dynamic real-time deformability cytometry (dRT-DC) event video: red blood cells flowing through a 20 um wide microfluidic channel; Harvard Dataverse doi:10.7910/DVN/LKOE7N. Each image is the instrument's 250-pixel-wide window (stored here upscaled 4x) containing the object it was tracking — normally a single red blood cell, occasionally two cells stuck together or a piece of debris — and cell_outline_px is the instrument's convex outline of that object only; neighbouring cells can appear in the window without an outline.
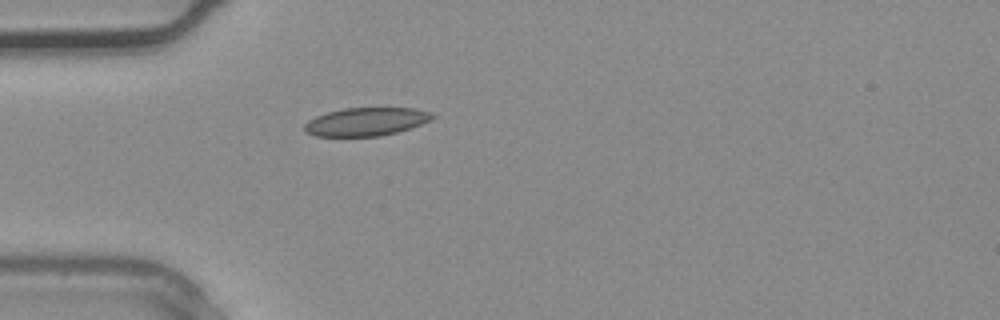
{"species": "common noctule bat (a hibernating species)", "species_latin": "Nyctalus noctula", "temperature_condition": "warm", "stored_images_in_passage": 1, "camera_frame_rate_fps": 3000, "um_per_image_px": 0.085, "animal": {"sex": "male", "body_mass_g": 20.4}, "frame": {"image": 1, "passage_image": 1, "time_ms": 0.0, "image_size_px": [1000, 320], "cell_outline_px": [[436, 116], [432, 120], [396, 132], [380, 136], [316, 136], [304, 132], [304, 124], [308, 120], [316, 116], [328, 112], [344, 108], [412, 108], [432, 112]], "centroid_in_image_um": [31.11, 10.34], "position_along_channel_um": 53.9, "area_um2": 20.98}}